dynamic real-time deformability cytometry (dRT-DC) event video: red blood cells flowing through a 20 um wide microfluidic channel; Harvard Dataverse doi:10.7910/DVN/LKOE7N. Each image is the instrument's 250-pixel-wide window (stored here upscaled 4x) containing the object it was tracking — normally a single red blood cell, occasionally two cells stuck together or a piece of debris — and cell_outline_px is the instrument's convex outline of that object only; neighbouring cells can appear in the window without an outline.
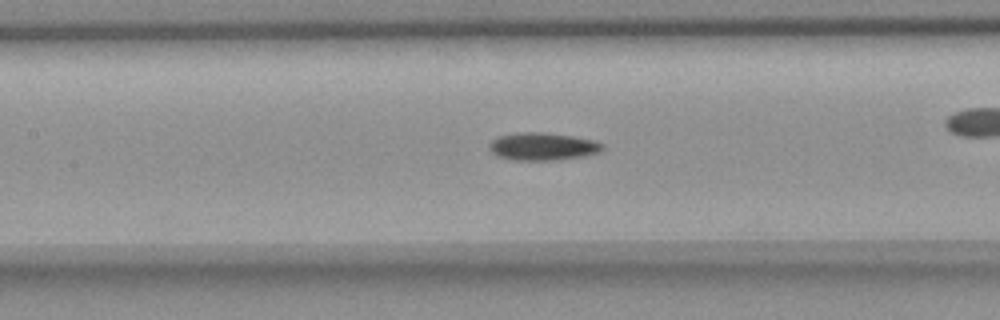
{"species": "common noctule bat (a hibernating species)", "species_latin": "Nyctalus noctula", "temperature_condition": "room temperature", "stored_images_in_passage": 56, "camera_frame_rate_fps": 3000, "um_per_image_px": 0.085, "animal": {"sex": "female", "body_mass_g": 18.4}, "frame": {"image": 1, "passage_image": 25, "time_ms": 8.0, "image_size_px": [1000, 320], "cell_outline_px": [[604, 148], [600, 152], [584, 156], [556, 160], [512, 160], [496, 156], [488, 148], [488, 144], [492, 140], [500, 136], [516, 132], [544, 132], [572, 136], [596, 140], [604, 144]], "centroid_in_image_um": [46.13, 12.45], "position_along_channel_um": 161.3, "area_um2": 18.5}}
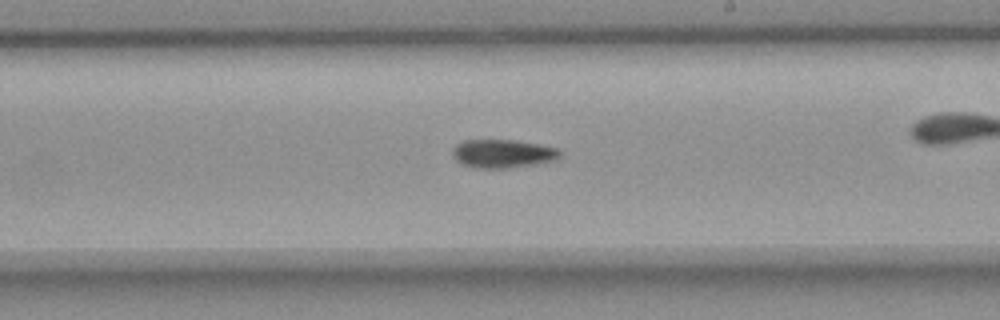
{"frame": {"image": 2, "passage_image": 32, "time_ms": 10.333, "image_size_px": [1000, 320], "cell_outline_px": [[560, 156], [556, 160], [536, 164], [508, 168], [476, 168], [460, 164], [452, 156], [452, 148], [456, 144], [464, 140], [512, 140], [536, 144], [556, 148], [560, 152]], "centroid_in_image_um": [42.68, 13.07], "position_along_channel_um": 246.3, "area_um2": 17.8}}
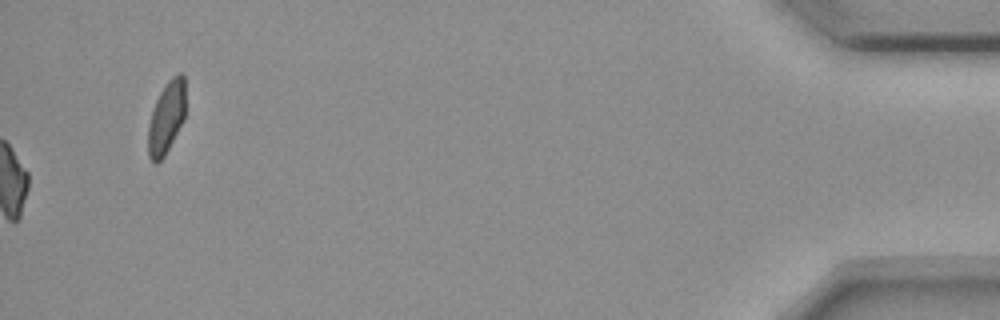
{"frame": {"image": 3, "passage_image": 56, "time_ms": 18.333, "image_size_px": [1000, 320], "cell_outline_px": [[184, 120], [164, 156], [156, 164], [148, 156], [148, 124], [152, 108], [160, 92], [168, 80], [172, 76], [180, 72], [184, 76]], "centroid_in_image_um": [14.12, 9.98], "position_along_channel_um": 421.1, "area_um2": 15.66}}